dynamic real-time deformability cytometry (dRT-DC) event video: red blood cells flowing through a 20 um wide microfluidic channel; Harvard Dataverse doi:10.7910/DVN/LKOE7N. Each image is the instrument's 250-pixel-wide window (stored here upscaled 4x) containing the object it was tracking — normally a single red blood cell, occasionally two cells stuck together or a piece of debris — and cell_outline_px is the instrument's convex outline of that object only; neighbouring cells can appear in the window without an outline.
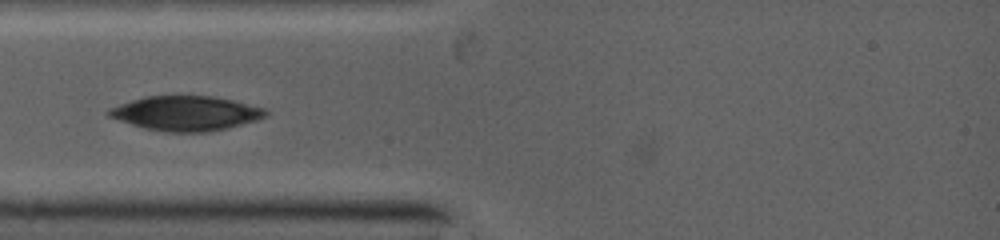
{"species": "common noctule bat (a hibernating species)", "species_latin": "Nyctalus noctula", "temperature_condition": "warm", "stored_images_in_passage": 6, "camera_frame_rate_fps": 5000, "um_per_image_px": 0.085, "animal": {"sex": "female", "body_mass_g": 19.0, "forearm_length_mm": 53.3}, "frame": {"image": 1, "passage_image": 1, "time_ms": 0.0, "image_size_px": [1000, 240], "cell_outline_px": [[268, 116], [256, 120], [228, 128], [208, 132], [168, 132], [148, 128], [132, 124], [108, 116], [108, 112], [112, 108], [132, 100], [148, 96], [212, 96], [232, 100], [264, 108], [268, 112]], "centroid_in_image_um": [15.87, 9.63], "position_along_channel_um": 69.1, "area_um2": 31.1}}
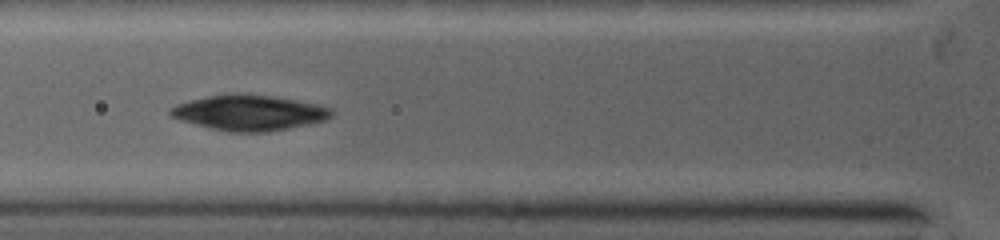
{"frame": {"image": 2, "passage_image": 3, "time_ms": 0.8, "image_size_px": [1000, 240], "cell_outline_px": [[332, 116], [324, 120], [288, 128], [268, 132], [228, 132], [196, 124], [172, 116], [168, 112], [176, 104], [208, 96], [268, 96], [316, 104], [332, 108]], "centroid_in_image_um": [21.21, 9.62], "position_along_channel_um": 104.6, "area_um2": 31.79}}
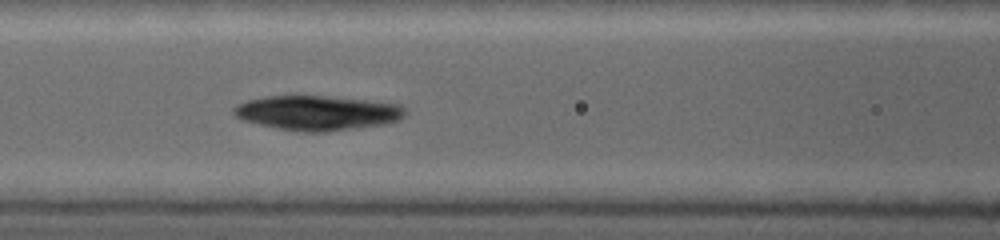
{"frame": {"image": 3, "passage_image": 5, "time_ms": 1.6, "image_size_px": [1000, 240], "cell_outline_px": [[404, 112], [396, 120], [384, 124], [328, 132], [296, 132], [260, 124], [244, 120], [236, 116], [232, 112], [240, 104], [248, 100], [272, 96], [324, 96], [364, 100], [396, 104], [404, 108]], "centroid_in_image_um": [26.94, 9.61], "position_along_channel_um": 139.7, "area_um2": 33.87}}